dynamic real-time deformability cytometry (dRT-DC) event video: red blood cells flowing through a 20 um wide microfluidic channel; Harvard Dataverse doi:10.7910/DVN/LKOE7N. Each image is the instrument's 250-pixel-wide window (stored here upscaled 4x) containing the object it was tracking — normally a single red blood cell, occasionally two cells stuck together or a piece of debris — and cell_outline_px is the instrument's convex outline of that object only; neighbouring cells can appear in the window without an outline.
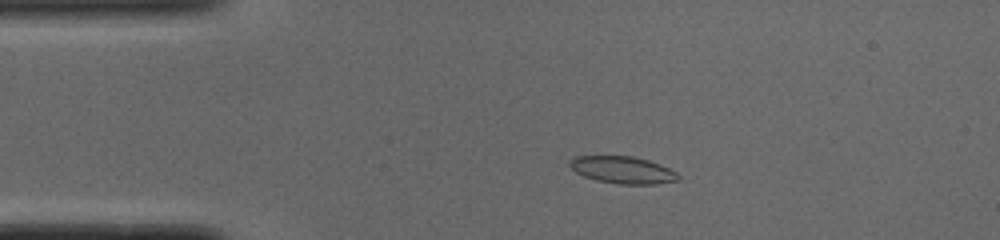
{"species": "common noctule bat (a hibernating species)", "species_latin": "Nyctalus noctula", "temperature_condition": "cold", "stored_images_in_passage": 50, "camera_frame_rate_fps": 3000, "um_per_image_px": 0.085, "animal": {"sex": "male", "body_mass_g": 19.0, "forearm_length_mm": 50.8}, "frame": {"image": 1, "passage_image": 9, "time_ms": 2.667, "image_size_px": [1000, 240], "cell_outline_px": [[680, 180], [656, 184], [620, 184], [596, 180], [584, 176], [576, 172], [568, 164], [568, 160], [576, 156], [632, 156], [648, 160], [660, 164], [676, 172], [680, 176]], "centroid_in_image_um": [52.93, 14.44], "position_along_channel_um": 32.1, "area_um2": 17.17}}
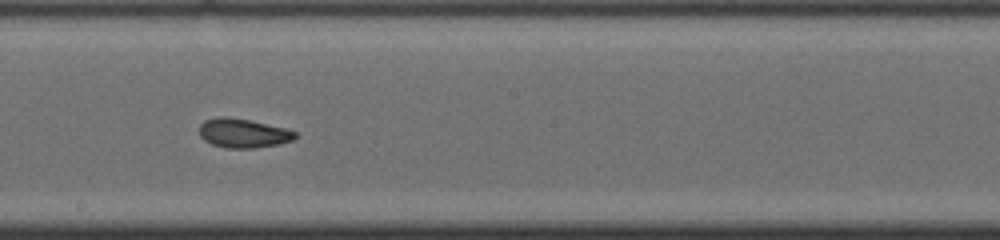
{"frame": {"image": 2, "passage_image": 27, "time_ms": 8.667, "image_size_px": [1000, 240], "cell_outline_px": [[296, 136], [292, 140], [280, 144], [256, 148], [224, 148], [212, 144], [204, 140], [200, 136], [200, 124], [204, 120], [220, 116], [228, 116], [288, 128], [296, 132]], "centroid_in_image_um": [20.67, 11.32], "position_along_channel_um": 227.5, "area_um2": 16.42}}
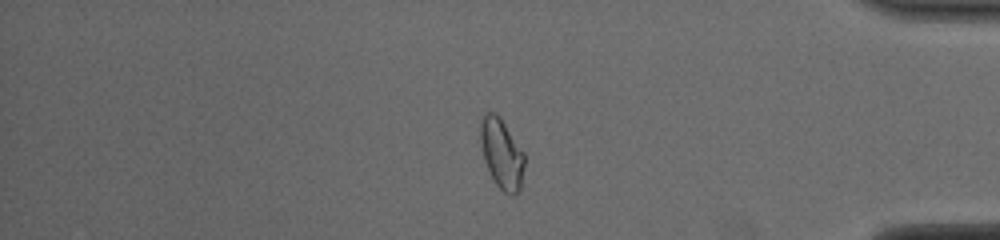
{"frame": {"image": 3, "passage_image": 42, "time_ms": 13.667, "image_size_px": [1000, 240], "cell_outline_px": [[524, 164], [520, 188], [512, 196], [504, 192], [492, 180], [484, 160], [480, 144], [480, 120], [484, 112], [496, 112], [500, 116], [524, 152]], "centroid_in_image_um": [42.61, 13.02], "position_along_channel_um": 392.6, "area_um2": 18.15}, "authors_computed_cell_mechanics": {"area_um2": 16.7909, "velocity_mm_per_s": 3.8907, "shape_relaxation_time_tau1_ms": 9.2965, "shape_relaxation_time_tau2_ms": 3.0593, "deformation_change_tau1": 0.2099, "deformation_change_tau2": 0.0663}}